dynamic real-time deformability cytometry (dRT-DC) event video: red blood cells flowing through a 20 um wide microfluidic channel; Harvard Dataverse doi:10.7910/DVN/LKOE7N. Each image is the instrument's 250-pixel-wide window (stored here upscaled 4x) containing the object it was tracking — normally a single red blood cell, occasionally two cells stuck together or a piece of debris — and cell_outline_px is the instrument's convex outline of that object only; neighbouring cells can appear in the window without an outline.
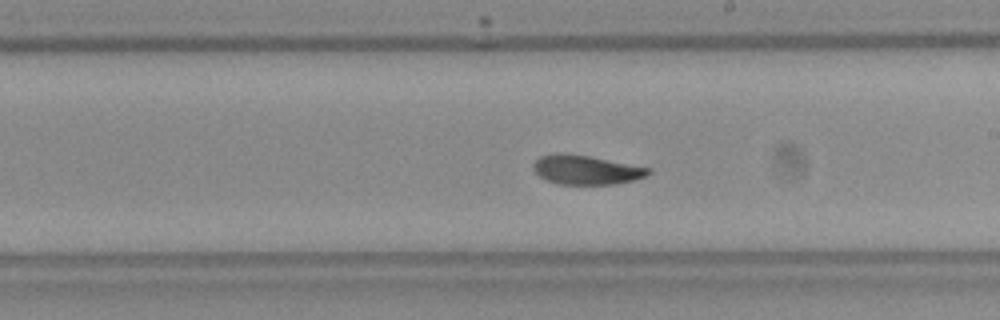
{"species": "Egyptian fruit bat (a non-hibernating species)", "species_latin": "Rousettus aegyptiacus", "temperature_condition": "room temperature", "stored_images_in_passage": 41, "camera_frame_rate_fps": 3000, "um_per_image_px": 0.085, "frame": {"image": 1, "passage_image": 18, "time_ms": 5.667, "image_size_px": [1000, 320], "cell_outline_px": [[652, 172], [644, 176], [632, 180], [616, 184], [556, 184], [540, 176], [532, 168], [532, 164], [540, 156], [560, 152], [588, 156], [652, 168]], "centroid_in_image_um": [49.8, 14.43], "position_along_channel_um": 239.2, "area_um2": 19.48}}
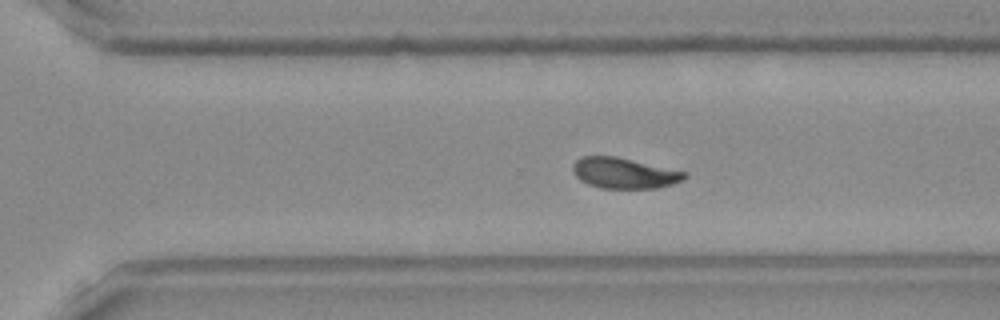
{"frame": {"image": 2, "passage_image": 24, "time_ms": 7.667, "image_size_px": [1000, 320], "cell_outline_px": [[688, 176], [672, 184], [656, 188], [600, 188], [588, 184], [580, 180], [576, 176], [572, 168], [576, 160], [580, 156], [616, 156], [688, 172]], "centroid_in_image_um": [53.05, 14.71], "position_along_channel_um": 317.6, "area_um2": 19.94}, "authors_computed_cell_mechanics": {"area_um2": 20.4034, "velocity_mm_per_s": 3.9515, "shape_relaxation_time_tau1_ms": 2.9871, "shape_relaxation_time_tau2_ms": 2.4668, "deformation_change_tau1": 0.129, "deformation_change_tau2": 0.0774}}